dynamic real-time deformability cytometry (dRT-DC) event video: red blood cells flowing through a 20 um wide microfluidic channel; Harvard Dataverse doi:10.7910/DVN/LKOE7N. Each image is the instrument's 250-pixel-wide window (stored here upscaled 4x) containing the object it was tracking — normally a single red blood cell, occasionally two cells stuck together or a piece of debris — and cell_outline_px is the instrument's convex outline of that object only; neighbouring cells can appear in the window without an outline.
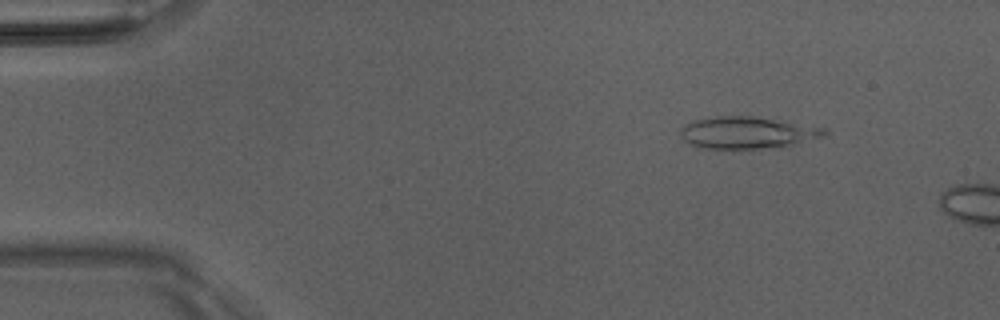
{"species": "Egyptian fruit bat (a non-hibernating species)", "species_latin": "Rousettus aegyptiacus", "temperature_condition": "room temperature", "stored_images_in_passage": 8, "camera_frame_rate_fps": 3000, "um_per_image_px": 0.085, "animal": {"sex": "male"}, "frame": {"image": 1, "passage_image": 7, "time_ms": 2.0, "image_size_px": [1000, 320], "cell_outline_px": [[828, 132], [824, 136], [788, 144], [736, 152], [700, 148], [688, 144], [680, 136], [680, 128], [684, 124], [696, 120], [716, 116], [752, 116], [828, 128]], "centroid_in_image_um": [63.4, 11.31], "position_along_channel_um": 21.6, "area_um2": 27.22}}